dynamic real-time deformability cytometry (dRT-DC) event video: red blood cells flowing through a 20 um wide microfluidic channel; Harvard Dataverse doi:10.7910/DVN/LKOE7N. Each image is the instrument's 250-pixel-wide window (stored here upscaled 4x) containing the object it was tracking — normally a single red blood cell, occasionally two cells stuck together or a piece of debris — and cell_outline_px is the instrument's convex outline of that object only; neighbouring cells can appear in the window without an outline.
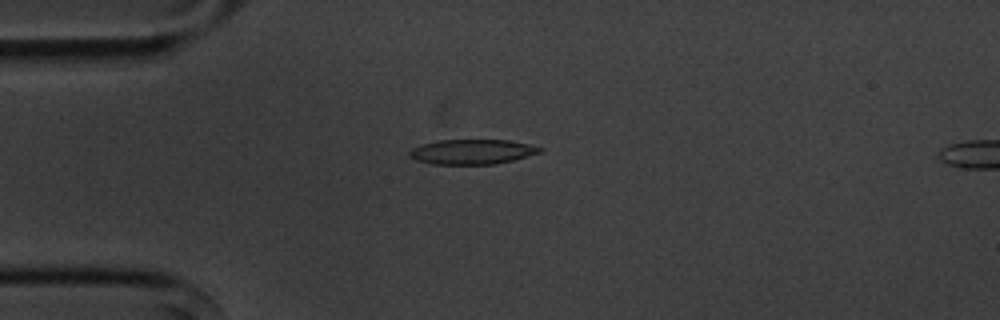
{"species": "common noctule bat (a hibernating species)", "species_latin": "Nyctalus noctula", "temperature_condition": "cold", "stored_images_in_passage": 6, "camera_frame_rate_fps": 3000, "um_per_image_px": 0.085, "animal": {"sex": "male", "body_mass_g": 20.1, "forearm_length_mm": 53.5}, "frame": {"image": 1, "passage_image": 4, "time_ms": 3.333, "image_size_px": [1000, 320], "cell_outline_px": [[544, 152], [496, 164], [432, 164], [416, 160], [408, 156], [408, 152], [412, 148], [436, 140], [508, 140], [528, 144], [544, 148]], "centroid_in_image_um": [40.14, 12.9], "position_along_channel_um": 44.9, "area_um2": 18.96}}
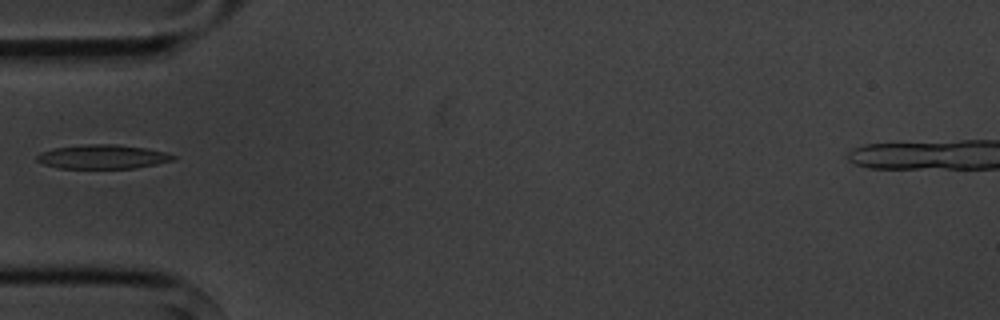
{"frame": {"image": 2, "passage_image": 5, "time_ms": 4.667, "image_size_px": [1000, 320], "cell_outline_px": [[176, 160], [136, 168], [56, 168], [44, 164], [36, 160], [36, 156], [40, 152], [52, 148], [84, 144], [116, 144], [148, 148], [164, 152], [176, 156]], "centroid_in_image_um": [8.72, 13.32], "position_along_channel_um": 76.3, "area_um2": 19.31}}
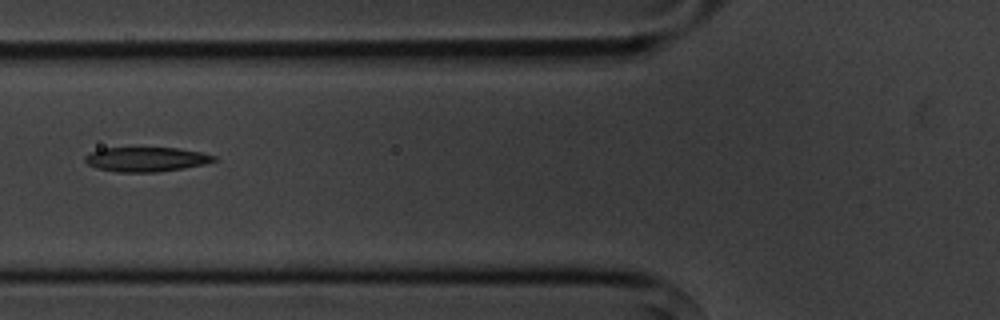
{"frame": {"image": 3, "passage_image": 6, "time_ms": 5.667, "image_size_px": [1000, 320], "cell_outline_px": [[216, 160], [204, 164], [184, 168], [156, 172], [116, 172], [96, 168], [88, 164], [84, 160], [84, 156], [88, 152], [104, 148], [176, 148], [200, 152], [216, 156]], "centroid_in_image_um": [12.38, 13.54], "position_along_channel_um": 113.4, "area_um2": 18.38}}